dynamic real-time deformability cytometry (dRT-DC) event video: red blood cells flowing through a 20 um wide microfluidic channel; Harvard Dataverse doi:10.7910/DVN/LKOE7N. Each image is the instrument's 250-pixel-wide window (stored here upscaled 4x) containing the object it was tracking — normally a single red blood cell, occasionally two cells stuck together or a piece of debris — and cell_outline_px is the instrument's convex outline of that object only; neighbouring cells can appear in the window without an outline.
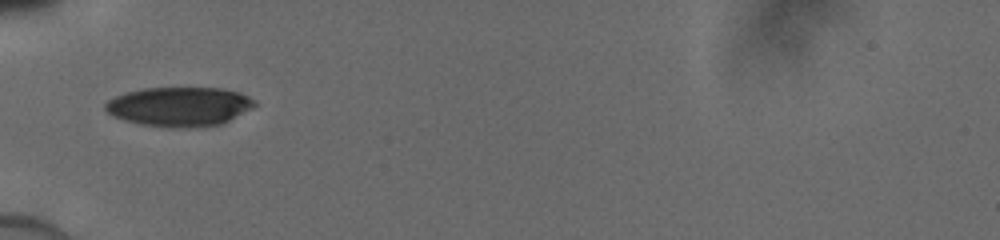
{"species": "human", "species_latin": "Homo sapiens", "temperature_condition": "cold", "stored_images_in_passage": 32, "camera_frame_rate_fps": 3000, "um_per_image_px": 0.085, "donor": {"sex": "male"}, "frame": {"image": 1, "passage_image": 1, "time_ms": 0.0, "image_size_px": [1000, 240], "cell_outline_px": [[256, 104], [252, 108], [220, 124], [196, 128], [172, 128], [140, 124], [124, 120], [112, 116], [104, 108], [104, 104], [108, 100], [116, 96], [128, 92], [144, 88], [220, 88], [240, 92], [256, 100]], "centroid_in_image_um": [15.24, 9.07], "position_along_channel_um": 69.8, "area_um2": 34.28}}
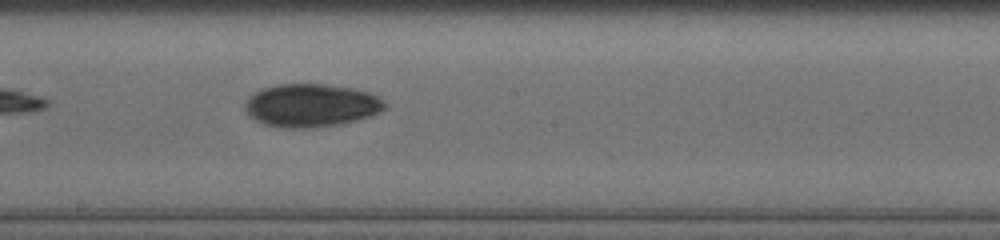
{"frame": {"image": 2, "passage_image": 12, "time_ms": 3.667, "image_size_px": [1000, 240], "cell_outline_px": [[388, 104], [380, 112], [372, 116], [340, 124], [316, 128], [280, 128], [264, 124], [248, 116], [244, 108], [244, 104], [256, 92], [264, 88], [276, 84], [324, 84], [352, 88], [368, 92], [376, 96]], "centroid_in_image_um": [26.45, 8.97], "position_along_channel_um": 221.7, "area_um2": 35.2}}
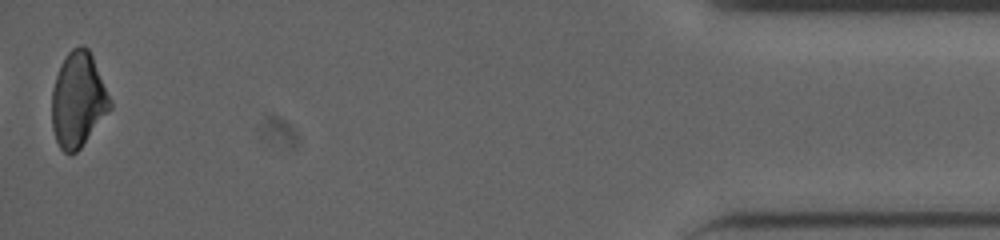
{"frame": {"image": 3, "passage_image": 32, "time_ms": 10.333, "image_size_px": [1000, 240], "cell_outline_px": [[112, 108], [80, 148], [76, 152], [64, 152], [60, 148], [56, 140], [52, 128], [52, 88], [56, 76], [68, 52], [72, 48], [80, 44], [84, 44], [88, 48], [92, 56], [112, 100]], "centroid_in_image_um": [6.65, 8.47], "position_along_channel_um": 428.6, "area_um2": 32.08}}